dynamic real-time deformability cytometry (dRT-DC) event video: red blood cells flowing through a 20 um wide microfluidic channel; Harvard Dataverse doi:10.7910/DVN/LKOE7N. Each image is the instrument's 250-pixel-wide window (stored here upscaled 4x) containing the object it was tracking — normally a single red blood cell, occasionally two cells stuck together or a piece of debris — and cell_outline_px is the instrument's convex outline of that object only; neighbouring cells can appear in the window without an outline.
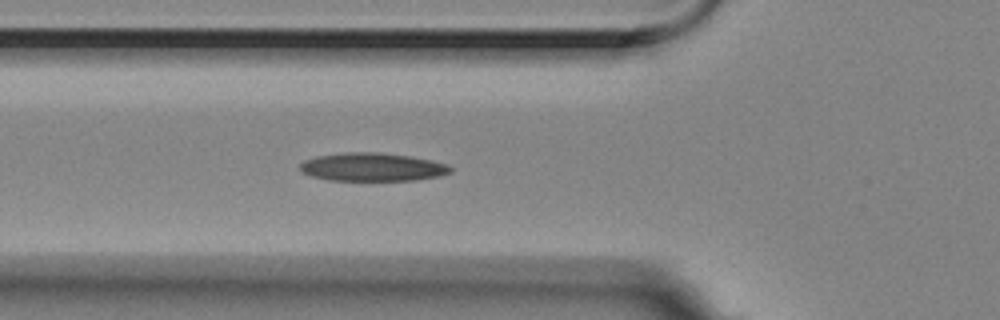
{"species": "Egyptian fruit bat (a non-hibernating species)", "species_latin": "Rousettus aegyptiacus", "temperature_condition": "room temperature", "stored_images_in_passage": 6, "camera_frame_rate_fps": 3000, "um_per_image_px": 0.085, "animal": {"sex": "female"}, "frame": {"image": 1, "passage_image": 6, "time_ms": 1.667, "image_size_px": [1000, 320], "cell_outline_px": [[452, 172], [440, 176], [416, 180], [328, 180], [312, 176], [304, 172], [300, 168], [300, 164], [304, 160], [316, 156], [348, 152], [380, 152], [412, 156], [432, 160], [448, 164], [452, 168]], "centroid_in_image_um": [31.7, 14.19], "position_along_channel_um": 94.1, "area_um2": 24.85}}